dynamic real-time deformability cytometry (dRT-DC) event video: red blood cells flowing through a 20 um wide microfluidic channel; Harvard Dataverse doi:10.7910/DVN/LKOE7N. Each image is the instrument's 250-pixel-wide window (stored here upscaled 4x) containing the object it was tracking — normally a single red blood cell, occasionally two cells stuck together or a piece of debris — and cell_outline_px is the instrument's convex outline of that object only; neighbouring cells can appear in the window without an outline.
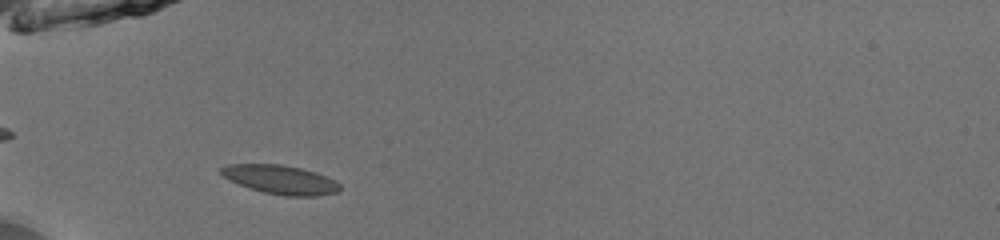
{"species": "common noctule bat (a hibernating species)", "species_latin": "Nyctalus noctula", "temperature_condition": "room temperature", "stored_images_in_passage": 16, "camera_frame_rate_fps": 3000, "um_per_image_px": 0.085, "animal": {"sex": "male", "body_mass_g": 13.0, "forearm_length_mm": 53.1}, "frame": {"image": 1, "passage_image": 3, "time_ms": 0.667, "image_size_px": [1000, 240], "cell_outline_px": [[340, 192], [320, 196], [284, 196], [264, 192], [248, 188], [224, 176], [220, 172], [220, 168], [224, 164], [280, 164], [300, 168], [316, 172], [336, 180], [340, 184]], "centroid_in_image_um": [23.88, 15.27], "position_along_channel_um": 61.1, "area_um2": 20.11}}
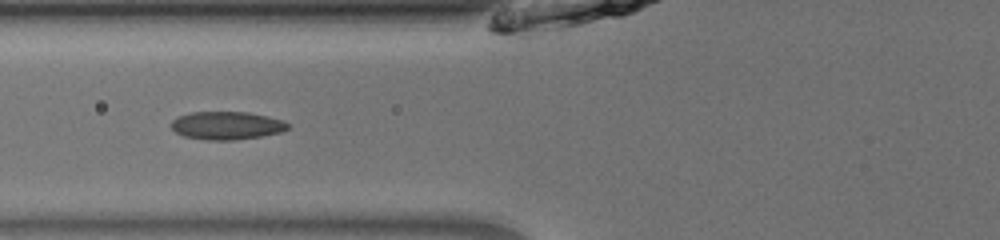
{"frame": {"image": 2, "passage_image": 7, "time_ms": 2.0, "image_size_px": [1000, 240], "cell_outline_px": [[288, 128], [280, 132], [264, 136], [232, 140], [208, 140], [184, 136], [176, 132], [172, 128], [172, 120], [176, 116], [192, 112], [248, 112], [268, 116], [284, 120], [288, 124]], "centroid_in_image_um": [19.27, 10.66], "position_along_channel_um": 106.5, "area_um2": 19.07}}
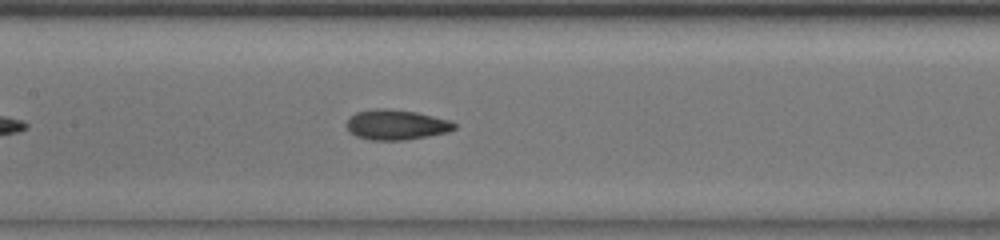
{"frame": {"image": 3, "passage_image": 12, "time_ms": 3.667, "image_size_px": [1000, 240], "cell_outline_px": [[456, 128], [448, 132], [428, 136], [404, 140], [372, 140], [356, 136], [344, 124], [356, 112], [376, 108], [388, 108], [416, 112], [452, 120], [456, 124]], "centroid_in_image_um": [33.71, 10.59], "position_along_channel_um": 173.7, "area_um2": 18.96}}